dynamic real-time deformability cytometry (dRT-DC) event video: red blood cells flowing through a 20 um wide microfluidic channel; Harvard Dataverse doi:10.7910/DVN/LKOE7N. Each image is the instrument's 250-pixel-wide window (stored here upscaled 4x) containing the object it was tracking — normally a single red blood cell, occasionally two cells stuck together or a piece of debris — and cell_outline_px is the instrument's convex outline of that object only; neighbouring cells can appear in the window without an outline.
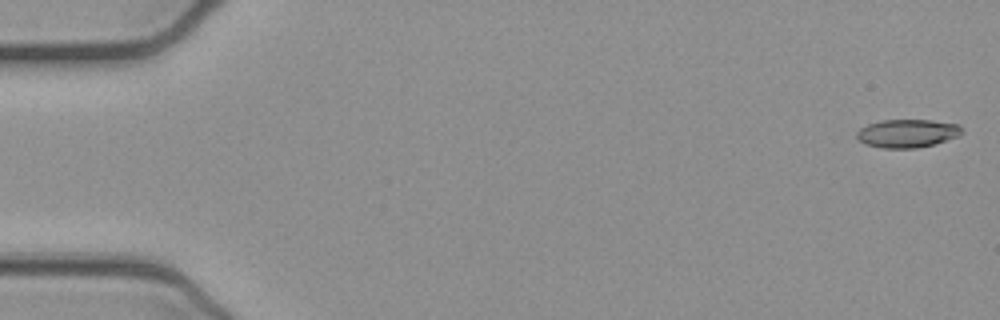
{"species": "common noctule bat (a hibernating species)", "species_latin": "Nyctalus noctula", "temperature_condition": "cold", "stored_images_in_passage": 47, "camera_frame_rate_fps": 3000, "um_per_image_px": 0.085, "animal": {"sex": "female", "body_mass_g": 21.9}, "frame": {"image": 1, "passage_image": 1, "time_ms": 0.0, "image_size_px": [1000, 320], "cell_outline_px": [[964, 132], [960, 136], [932, 144], [916, 148], [880, 148], [864, 144], [856, 136], [856, 132], [860, 128], [868, 124], [880, 120], [932, 120], [960, 124]], "centroid_in_image_um": [77.13, 11.33], "position_along_channel_um": 7.9, "area_um2": 17.46}}
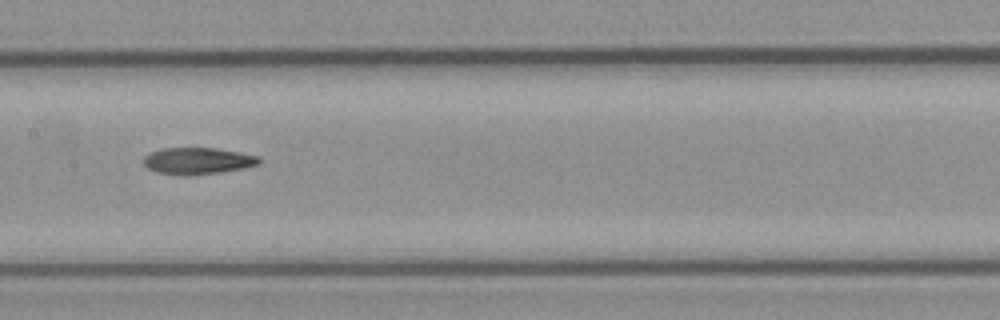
{"frame": {"image": 2, "passage_image": 26, "time_ms": 8.333, "image_size_px": [1000, 320], "cell_outline_px": [[260, 164], [244, 168], [220, 172], [188, 176], [180, 176], [156, 172], [148, 168], [144, 164], [144, 156], [152, 152], [164, 148], [216, 148], [240, 152], [260, 156]], "centroid_in_image_um": [16.82, 13.68], "position_along_channel_um": 190.6, "area_um2": 18.09}}
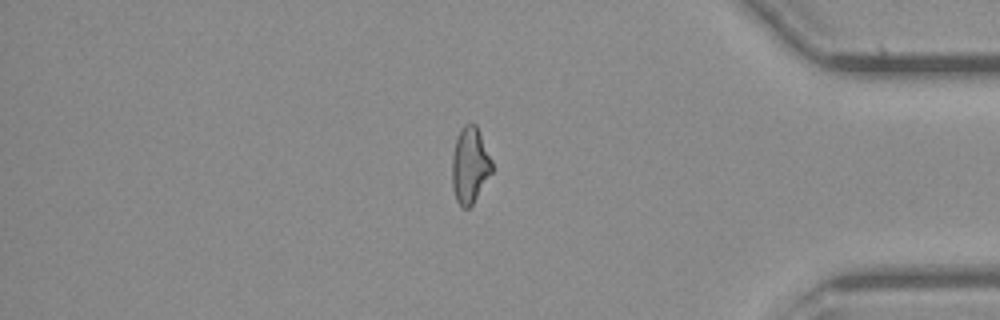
{"frame": {"image": 3, "passage_image": 44, "time_ms": 14.333, "image_size_px": [1000, 320], "cell_outline_px": [[492, 172], [472, 204], [468, 208], [460, 208], [456, 200], [452, 188], [452, 156], [456, 136], [460, 128], [464, 124], [476, 124], [492, 160]], "centroid_in_image_um": [39.92, 14.04], "position_along_channel_um": 395.3, "area_um2": 17.8}, "authors_computed_cell_mechanics": {"area_um2": 18.207, "velocity_mm_per_s": 3.9133, "shape_relaxation_time_tau1_ms": 6.33, "shape_relaxation_time_tau2_ms": 3.8906, "deformation_change_tau1": 0.1708, "deformation_change_tau2": 0.1187}}